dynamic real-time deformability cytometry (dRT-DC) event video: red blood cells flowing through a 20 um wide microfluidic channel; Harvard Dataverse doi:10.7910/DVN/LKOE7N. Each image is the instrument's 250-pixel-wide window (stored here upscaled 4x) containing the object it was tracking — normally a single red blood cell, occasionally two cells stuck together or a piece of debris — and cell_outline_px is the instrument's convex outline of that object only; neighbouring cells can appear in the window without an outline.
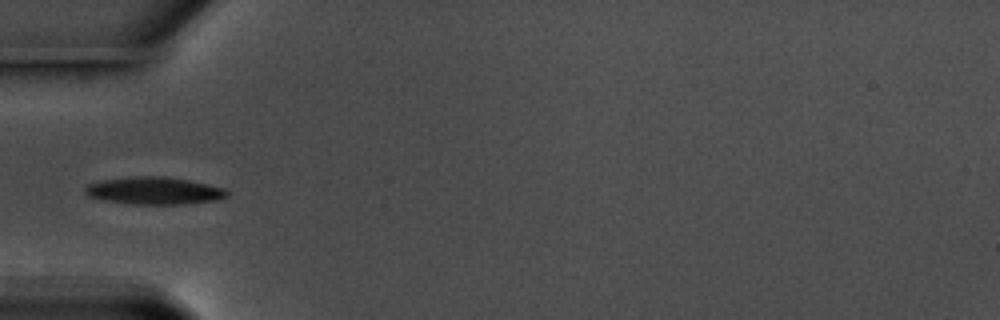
{"species": "common noctule bat (a hibernating species)", "species_latin": "Nyctalus noctula", "temperature_condition": "warm", "stored_images_in_passage": 39, "camera_frame_rate_fps": 3000, "um_per_image_px": 0.085, "animal": {"sex": "male", "body_mass_g": 17.5, "forearm_length_mm": 52.3}, "frame": {"image": 1, "passage_image": 1, "time_ms": 0.0, "image_size_px": [1000, 320], "cell_outline_px": [[228, 196], [216, 200], [180, 204], [132, 204], [104, 200], [88, 196], [84, 192], [84, 188], [88, 184], [100, 180], [128, 176], [164, 176], [188, 180], [224, 188], [228, 192]], "centroid_in_image_um": [13.05, 16.2], "position_along_channel_um": 71.9, "area_um2": 22.66}}
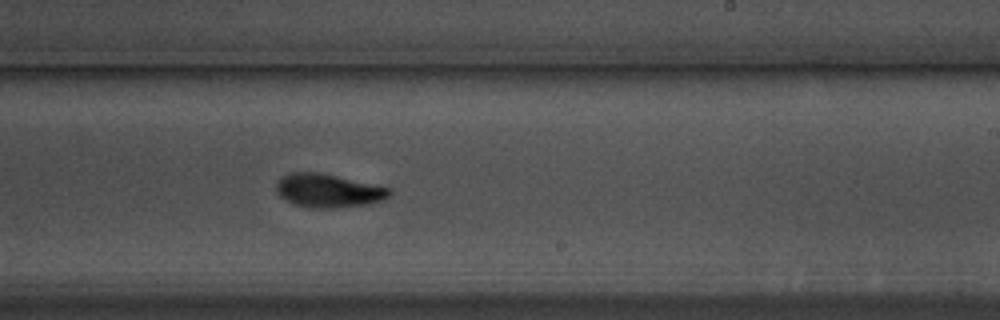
{"frame": {"image": 2, "passage_image": 17, "time_ms": 5.333, "image_size_px": [1000, 320], "cell_outline_px": [[392, 192], [384, 200], [368, 204], [332, 208], [312, 208], [296, 204], [284, 200], [276, 192], [276, 180], [280, 176], [288, 172], [320, 172], [392, 188]], "centroid_in_image_um": [27.87, 16.19], "position_along_channel_um": 261.1, "area_um2": 22.37}}
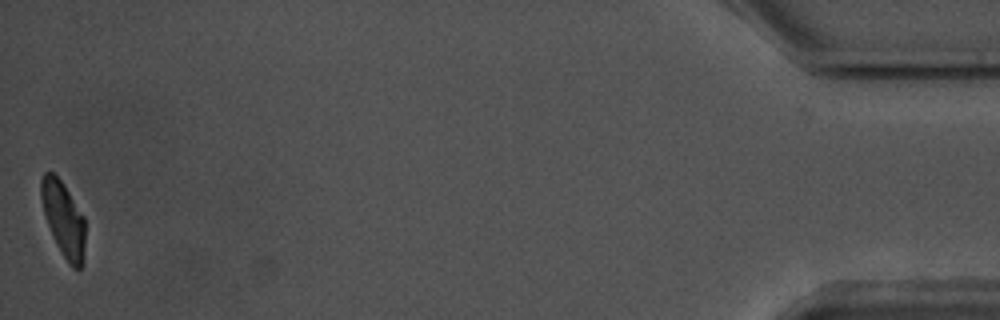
{"frame": {"image": 3, "passage_image": 39, "time_ms": 12.667, "image_size_px": [1000, 320], "cell_outline_px": [[84, 260], [80, 268], [72, 268], [68, 264], [56, 244], [48, 224], [44, 212], [40, 196], [40, 180], [44, 172], [52, 172], [60, 180], [84, 216]], "centroid_in_image_um": [5.38, 18.64], "position_along_channel_um": 429.8, "area_um2": 19.02}, "authors_computed_cell_mechanics": {"area_um2": 21.8484, "velocity_mm_per_s": 3.5598, "shape_relaxation_time_tau1_ms": 2.5823, "shape_relaxation_time_tau2_ms": 5.0145, "deformation_change_tau1": 0.1246, "deformation_change_tau2": 0.0909}}